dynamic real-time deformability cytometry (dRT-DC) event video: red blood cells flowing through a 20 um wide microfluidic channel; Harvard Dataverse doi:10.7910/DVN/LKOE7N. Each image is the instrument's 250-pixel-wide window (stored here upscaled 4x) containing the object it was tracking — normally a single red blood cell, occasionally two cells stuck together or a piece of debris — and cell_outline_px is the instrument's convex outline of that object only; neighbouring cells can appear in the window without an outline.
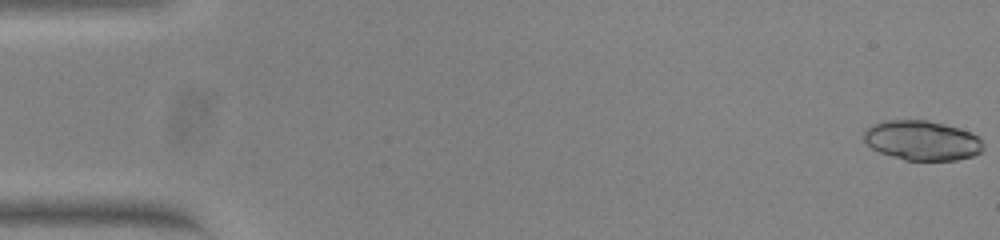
{"species": "common noctule bat (a hibernating species)", "species_latin": "Nyctalus noctula", "temperature_condition": "warm", "stored_images_in_passage": 17, "camera_frame_rate_fps": 3000, "um_per_image_px": 0.085, "animal": {"sex": "female", "body_mass_g": 23.0, "forearm_length_mm": 53.4}, "frame": {"image": 1, "passage_image": 1, "time_ms": 0.0, "image_size_px": [1000, 240], "cell_outline_px": [[984, 148], [980, 152], [972, 156], [956, 160], [904, 160], [880, 152], [872, 148], [864, 140], [864, 132], [872, 124], [884, 120], [928, 120], [944, 124], [968, 132], [976, 136], [980, 140]], "centroid_in_image_um": [78.34, 11.94], "position_along_channel_um": 6.7, "area_um2": 27.34}}
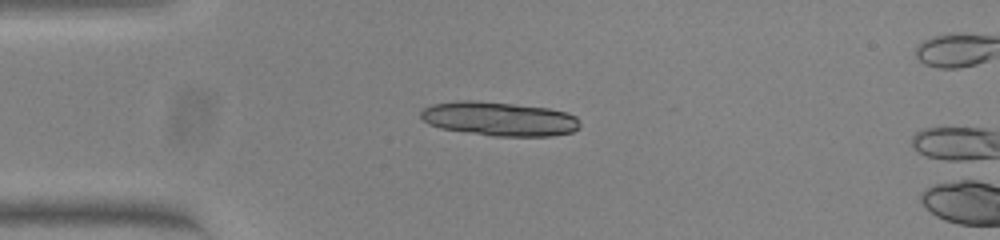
{"frame": {"image": 2, "passage_image": 14, "time_ms": 4.333, "image_size_px": [1000, 240], "cell_outline_px": [[580, 128], [572, 132], [552, 136], [492, 136], [440, 128], [428, 124], [420, 116], [420, 112], [424, 108], [432, 104], [460, 100], [472, 100], [512, 104], [548, 108], [568, 112], [576, 116], [580, 120]], "centroid_in_image_um": [42.46, 10.1], "position_along_channel_um": 42.5, "area_um2": 31.73}}